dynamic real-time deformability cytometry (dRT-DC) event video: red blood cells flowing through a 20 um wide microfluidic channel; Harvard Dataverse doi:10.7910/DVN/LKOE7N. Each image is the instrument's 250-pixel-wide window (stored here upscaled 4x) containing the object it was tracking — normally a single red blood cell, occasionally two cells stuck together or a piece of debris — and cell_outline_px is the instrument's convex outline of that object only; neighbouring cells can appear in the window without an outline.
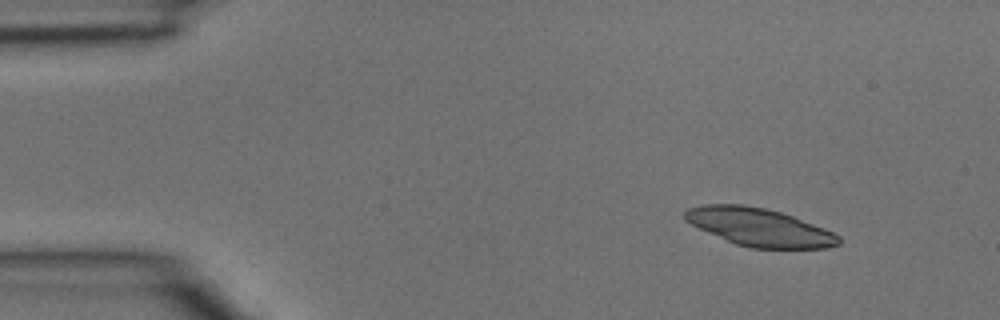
{"species": "common noctule bat (a hibernating species)", "species_latin": "Nyctalus noctula", "temperature_condition": "room temperature", "stored_images_in_passage": 37, "camera_frame_rate_fps": 3000, "um_per_image_px": 0.085, "animal": {"sex": "male", "body_mass_g": 15.6}, "frame": {"image": 1, "passage_image": 1, "time_ms": 0.0, "image_size_px": [1000, 320], "cell_outline_px": [[840, 244], [824, 248], [752, 248], [736, 244], [700, 228], [684, 220], [684, 212], [688, 208], [704, 204], [744, 204], [764, 208], [780, 212], [792, 216], [824, 228], [840, 236]], "centroid_in_image_um": [64.54, 19.3], "position_along_channel_um": 20.5, "area_um2": 33.58}}